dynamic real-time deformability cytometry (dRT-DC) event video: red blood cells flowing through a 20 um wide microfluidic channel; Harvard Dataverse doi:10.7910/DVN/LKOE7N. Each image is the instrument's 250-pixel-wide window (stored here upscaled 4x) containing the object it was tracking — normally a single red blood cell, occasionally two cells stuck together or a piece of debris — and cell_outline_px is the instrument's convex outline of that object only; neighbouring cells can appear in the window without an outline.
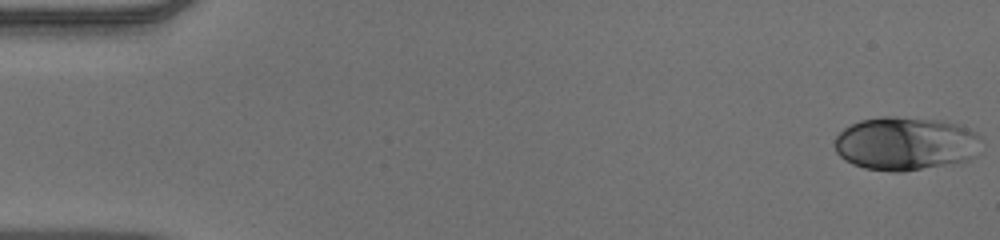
{"species": "human", "species_latin": "Homo sapiens", "temperature_condition": "warm", "stored_images_in_passage": 52, "camera_frame_rate_fps": 3000, "um_per_image_px": 0.085, "donor": {"sex": "male"}, "frame": {"image": 1, "passage_image": 1, "time_ms": 0.0, "image_size_px": [1000, 240], "cell_outline_px": [[980, 136], [976, 156], [968, 160], [900, 172], [892, 172], [864, 168], [852, 164], [844, 160], [836, 152], [832, 144], [836, 136], [844, 128], [860, 120], [884, 116], [896, 116], [940, 120], [956, 124], [976, 132]], "centroid_in_image_um": [76.92, 12.2], "position_along_channel_um": 8.1, "area_um2": 45.78}}
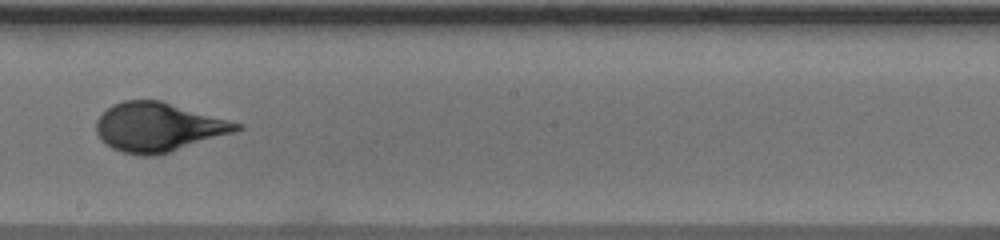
{"frame": {"image": 2, "passage_image": 30, "time_ms": 9.667, "image_size_px": [1000, 240], "cell_outline_px": [[244, 128], [236, 132], [156, 156], [144, 156], [124, 152], [112, 148], [100, 140], [96, 132], [96, 120], [112, 104], [124, 100], [160, 100], [244, 124]], "centroid_in_image_um": [13.47, 10.81], "position_along_channel_um": 234.7, "area_um2": 40.17}}
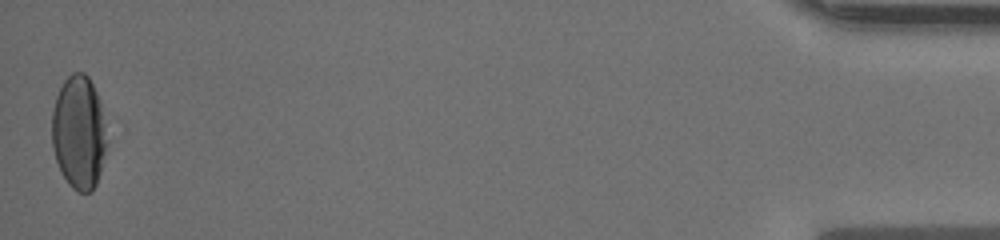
{"frame": {"image": 3, "passage_image": 52, "time_ms": 17.0, "image_size_px": [1000, 240], "cell_outline_px": [[108, 140], [100, 172], [96, 184], [92, 192], [80, 192], [72, 188], [68, 184], [60, 172], [52, 148], [52, 112], [56, 96], [64, 80], [72, 72], [84, 72], [88, 76], [96, 92], [100, 104]], "centroid_in_image_um": [6.69, 11.27], "position_along_channel_um": 428.5, "area_um2": 36.53}, "authors_computed_cell_mechanics": {"area_um2": 40.2866, "velocity_mm_per_s": 3.8979, "shape_relaxation_time_tau1_ms": 6.0477, "shape_relaxation_time_tau2_ms": null, "deformation_change_tau1": 0.2357, "deformation_change_tau2": null}}